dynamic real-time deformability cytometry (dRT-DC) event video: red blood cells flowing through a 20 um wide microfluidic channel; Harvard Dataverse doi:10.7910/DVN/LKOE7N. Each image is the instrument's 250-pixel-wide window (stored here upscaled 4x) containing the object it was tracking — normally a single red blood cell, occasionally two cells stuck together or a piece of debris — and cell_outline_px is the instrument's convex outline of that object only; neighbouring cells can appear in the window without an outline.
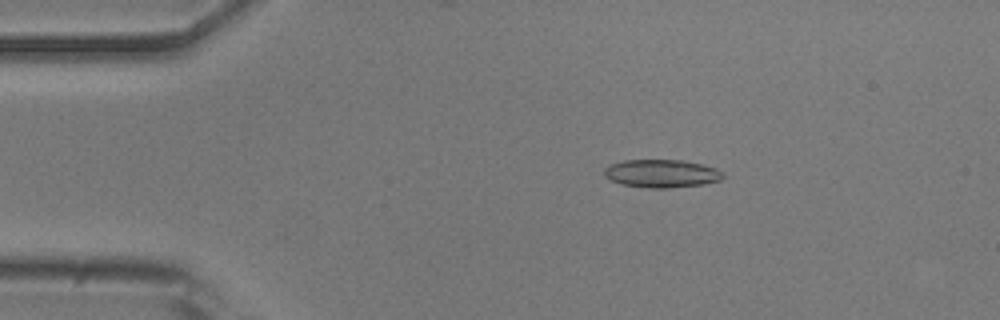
{"species": "common noctule bat (a hibernating species)", "species_latin": "Nyctalus noctula", "temperature_condition": "room temperature", "stored_images_in_passage": 52, "camera_frame_rate_fps": 3000, "um_per_image_px": 0.085, "animal": {"sex": "male", "body_mass_g": 20.5, "forearm_length_mm": 52.5}, "frame": {"image": 1, "passage_image": 9, "time_ms": 2.667, "image_size_px": [1000, 320], "cell_outline_px": [[724, 176], [720, 180], [704, 184], [668, 188], [648, 188], [624, 184], [612, 180], [604, 176], [604, 168], [612, 164], [624, 160], [684, 160], [704, 164], [716, 168], [724, 172]], "centroid_in_image_um": [56.28, 14.74], "position_along_channel_um": 28.7, "area_um2": 19.42}}
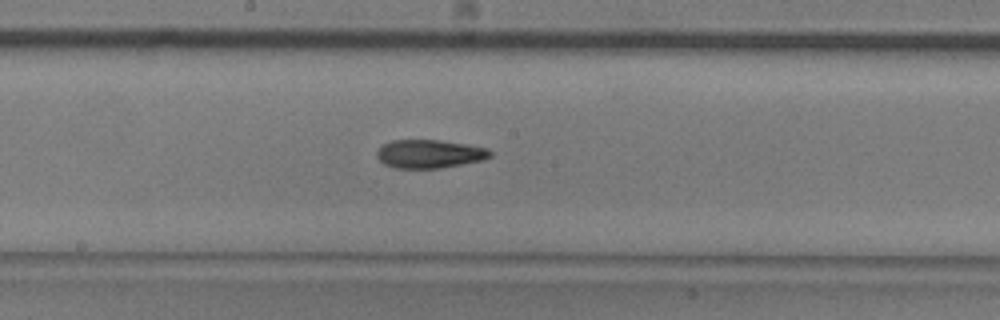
{"frame": {"image": 2, "passage_image": 27, "time_ms": 8.667, "image_size_px": [1000, 320], "cell_outline_px": [[492, 156], [484, 160], [440, 168], [392, 168], [384, 164], [376, 156], [376, 152], [384, 144], [392, 140], [440, 140], [488, 148], [492, 152]], "centroid_in_image_um": [36.51, 13.08], "position_along_channel_um": 211.7, "area_um2": 18.79}}
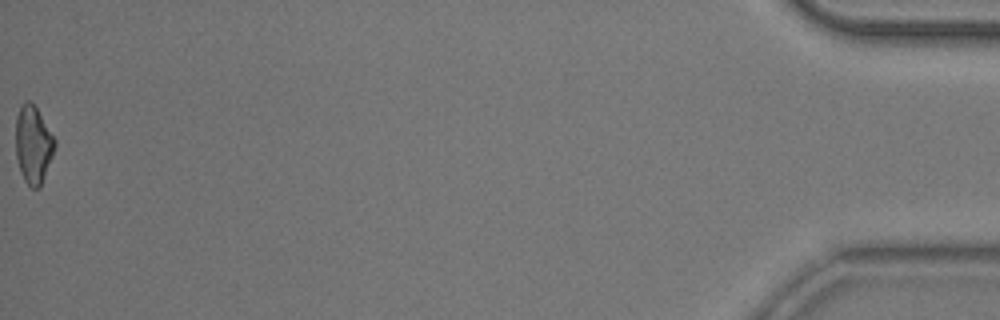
{"frame": {"image": 3, "passage_image": 52, "time_ms": 17.0, "image_size_px": [1000, 320], "cell_outline_px": [[56, 144], [52, 156], [40, 188], [32, 188], [24, 180], [20, 172], [16, 156], [16, 116], [24, 100], [28, 100], [36, 108], [56, 140]], "centroid_in_image_um": [2.81, 12.31], "position_along_channel_um": 432.4, "area_um2": 17.51}, "authors_computed_cell_mechanics": {"area_um2": 18.785, "velocity_mm_per_s": 3.8835, "shape_relaxation_time_tau1_ms": 4.9764, "shape_relaxation_time_tau2_ms": 3.0473, "deformation_change_tau1": 0.1597, "deformation_change_tau2": 0.1098}}